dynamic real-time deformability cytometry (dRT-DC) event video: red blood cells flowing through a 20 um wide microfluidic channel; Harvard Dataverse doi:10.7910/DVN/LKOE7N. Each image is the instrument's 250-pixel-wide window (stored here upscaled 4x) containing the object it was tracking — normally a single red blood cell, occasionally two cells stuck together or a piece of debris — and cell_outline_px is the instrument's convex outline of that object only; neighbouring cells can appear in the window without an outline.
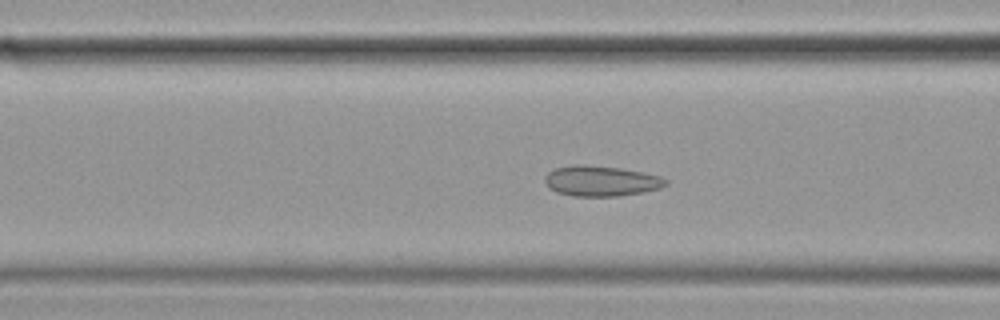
{"species": "common noctule bat (a hibernating species)", "species_latin": "Nyctalus noctula", "temperature_condition": "cold", "stored_images_in_passage": 58, "camera_frame_rate_fps": 3000, "um_per_image_px": 0.085, "animal": {"sex": "female", "body_mass_g": 19.9}, "frame": {"image": 1, "passage_image": 23, "time_ms": 7.333, "image_size_px": [1000, 320], "cell_outline_px": [[668, 184], [660, 188], [644, 192], [620, 196], [572, 196], [556, 192], [548, 188], [544, 180], [544, 176], [548, 172], [556, 168], [572, 164], [584, 164], [620, 168], [644, 172], [660, 176], [668, 180]], "centroid_in_image_um": [51.08, 15.38], "position_along_channel_um": 115.5, "area_um2": 21.73}}
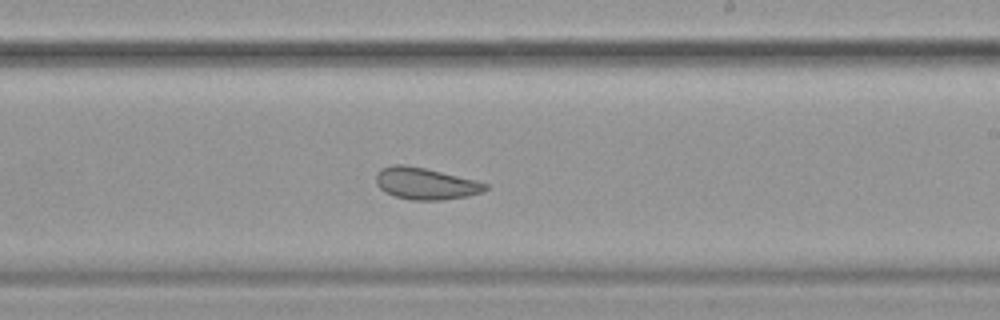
{"frame": {"image": 2, "passage_image": 35, "time_ms": 11.333, "image_size_px": [1000, 320], "cell_outline_px": [[488, 188], [480, 192], [468, 196], [440, 200], [412, 200], [396, 196], [380, 188], [376, 184], [376, 176], [380, 168], [392, 164], [404, 164], [424, 168], [476, 180], [488, 184]], "centroid_in_image_um": [36.16, 15.59], "position_along_channel_um": 252.8, "area_um2": 20.06}}
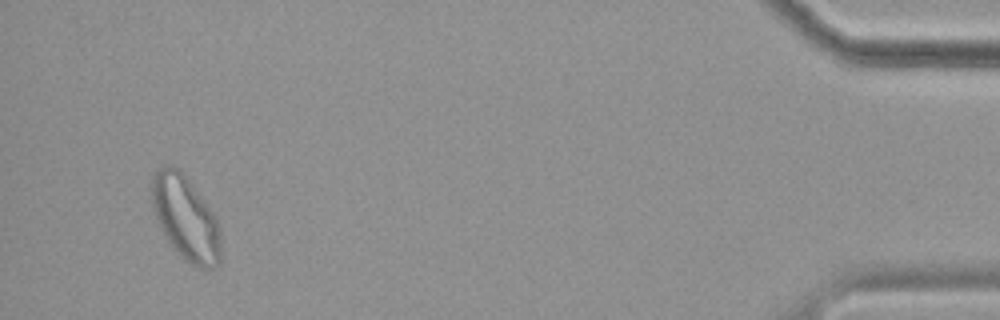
{"frame": {"image": 3, "passage_image": 56, "time_ms": 18.333, "image_size_px": [1000, 320], "cell_outline_px": [[220, 264], [212, 268], [196, 268], [184, 260], [172, 248], [160, 228], [156, 220], [152, 204], [152, 176], [164, 164], [168, 164], [180, 168], [184, 172], [216, 216], [220, 228]], "centroid_in_image_um": [15.78, 18.53], "position_along_channel_um": 419.4, "area_um2": 34.45}, "authors_computed_cell_mechanics": {"area_um2": 24.2182, "velocity_mm_per_s": 3.4467, "shape_relaxation_time_tau1_ms": null, "shape_relaxation_time_tau2_ms": 1.6389, "deformation_change_tau1": null, "deformation_change_tau2": 0.0554}}